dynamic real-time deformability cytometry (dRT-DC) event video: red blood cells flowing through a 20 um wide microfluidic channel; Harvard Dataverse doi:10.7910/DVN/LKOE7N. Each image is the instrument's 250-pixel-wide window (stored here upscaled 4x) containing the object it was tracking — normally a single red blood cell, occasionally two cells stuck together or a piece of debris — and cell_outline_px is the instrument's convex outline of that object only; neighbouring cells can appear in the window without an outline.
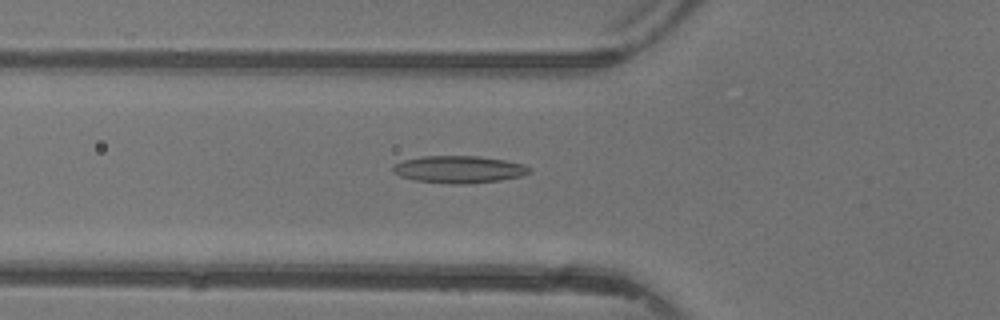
{"species": "common noctule bat (a hibernating species)", "species_latin": "Nyctalus noctula", "temperature_condition": "warm", "stored_images_in_passage": 44, "camera_frame_rate_fps": 3000, "um_per_image_px": 0.085, "animal": {"sex": "female"}, "frame": {"image": 1, "passage_image": 14, "time_ms": 4.333, "image_size_px": [1000, 320], "cell_outline_px": [[532, 172], [524, 176], [500, 180], [468, 184], [448, 184], [416, 180], [400, 176], [392, 172], [392, 164], [404, 160], [420, 156], [480, 156], [504, 160], [524, 164], [532, 168]], "centroid_in_image_um": [39.03, 14.4], "position_along_channel_um": 86.8, "area_um2": 21.96}}
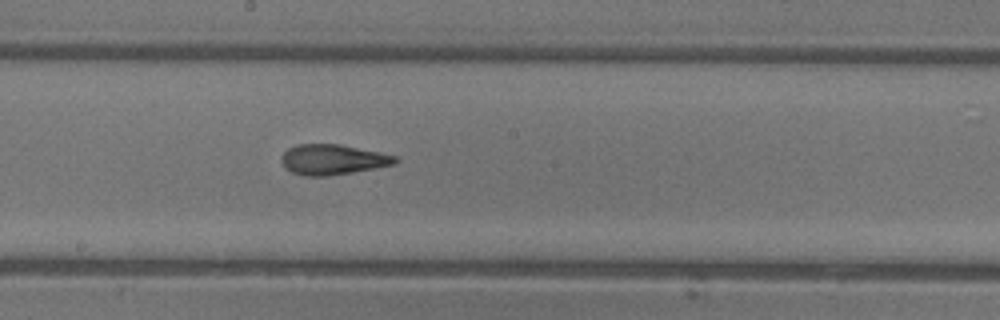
{"frame": {"image": 2, "passage_image": 23, "time_ms": 7.333, "image_size_px": [1000, 320], "cell_outline_px": [[400, 160], [396, 164], [352, 172], [328, 176], [304, 176], [292, 172], [284, 168], [280, 160], [280, 156], [288, 148], [296, 144], [340, 144], [380, 152], [396, 156]], "centroid_in_image_um": [28.26, 13.56], "position_along_channel_um": 219.9, "area_um2": 20.29}}
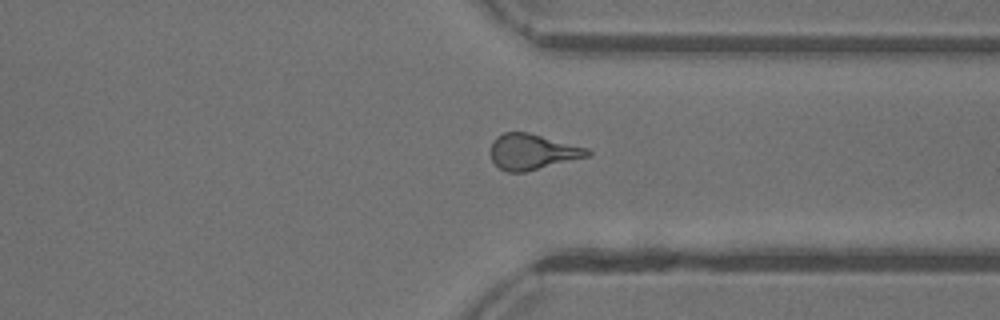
{"frame": {"image": 3, "passage_image": 33, "time_ms": 10.667, "image_size_px": [1000, 320], "cell_outline_px": [[592, 156], [524, 172], [508, 172], [500, 168], [492, 160], [492, 144], [496, 136], [504, 132], [528, 132], [588, 148], [592, 152]], "centroid_in_image_um": [45.31, 12.9], "position_along_channel_um": 366.1, "area_um2": 20.06}, "authors_computed_cell_mechanics": {"area_um2": 20.1433, "velocity_mm_per_s": 4.4004, "shape_relaxation_time_tau1_ms": 5.3315, "shape_relaxation_time_tau2_ms": 1.3754, "deformation_change_tau1": 0.1988, "deformation_change_tau2": 0.1101}}